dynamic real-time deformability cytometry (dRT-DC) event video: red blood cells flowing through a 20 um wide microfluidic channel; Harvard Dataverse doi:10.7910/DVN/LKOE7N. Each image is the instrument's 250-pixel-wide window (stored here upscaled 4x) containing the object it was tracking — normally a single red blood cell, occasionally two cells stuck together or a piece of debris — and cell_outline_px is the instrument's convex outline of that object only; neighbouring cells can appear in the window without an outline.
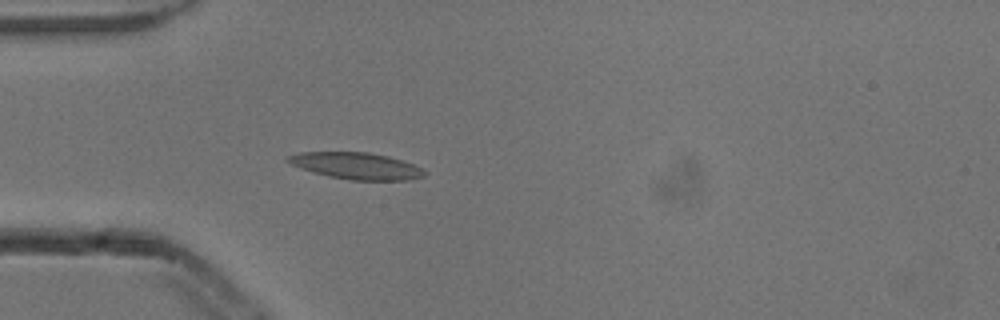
{"species": "common noctule bat (a hibernating species)", "species_latin": "Nyctalus noctula", "temperature_condition": "cold", "stored_images_in_passage": 4, "camera_frame_rate_fps": 3000, "um_per_image_px": 0.085, "animal": {"sex": "male", "body_mass_g": 13.3}, "frame": {"image": 1, "passage_image": 4, "time_ms": 1.0, "image_size_px": [1000, 320], "cell_outline_px": [[428, 172], [424, 176], [408, 180], [352, 180], [328, 176], [312, 172], [300, 168], [284, 160], [284, 156], [300, 152], [368, 152], [388, 156], [412, 164]], "centroid_in_image_um": [30.24, 14.09], "position_along_channel_um": 54.8, "area_um2": 21.21}}